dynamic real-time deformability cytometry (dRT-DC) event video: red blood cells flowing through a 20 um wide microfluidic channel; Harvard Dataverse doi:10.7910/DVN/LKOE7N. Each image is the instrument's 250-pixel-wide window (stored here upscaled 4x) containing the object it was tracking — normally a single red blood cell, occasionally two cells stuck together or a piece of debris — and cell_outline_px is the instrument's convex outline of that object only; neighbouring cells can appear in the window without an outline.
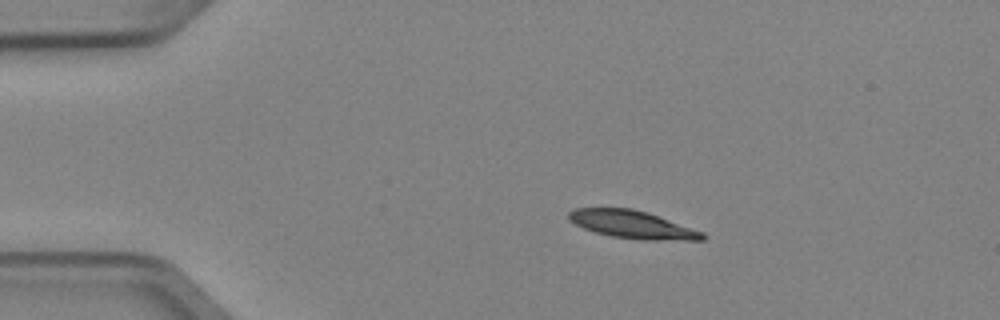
{"species": "Egyptian fruit bat (a non-hibernating species)", "species_latin": "Rousettus aegyptiacus", "temperature_condition": "cold", "stored_images_in_passage": 5, "camera_frame_rate_fps": 3000, "um_per_image_px": 0.085, "animal": {"sex": "female"}, "frame": {"image": 1, "passage_image": 2, "time_ms": 0.333, "image_size_px": [1000, 320], "cell_outline_px": [[708, 236], [704, 240], [644, 240], [612, 236], [596, 232], [584, 228], [568, 220], [568, 212], [576, 208], [632, 208], [648, 212], [704, 232]], "centroid_in_image_um": [53.79, 19.08], "position_along_channel_um": 31.2, "area_um2": 21.68}}
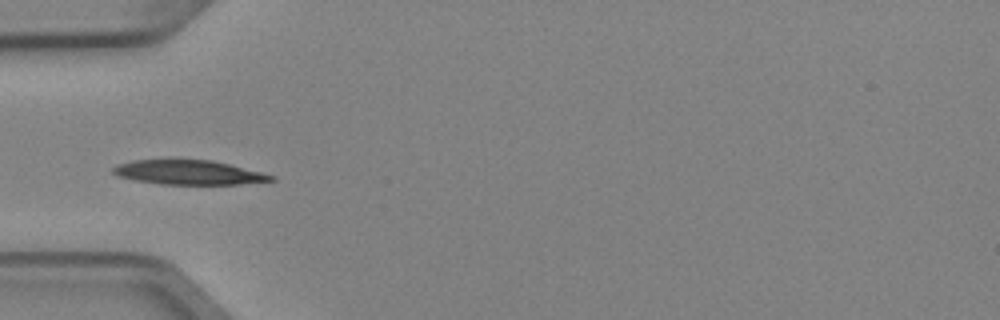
{"frame": {"image": 2, "passage_image": 4, "time_ms": 1.0, "image_size_px": [1000, 320], "cell_outline_px": [[276, 180], [240, 184], [160, 184], [136, 180], [116, 176], [112, 172], [112, 168], [116, 164], [132, 160], [212, 160], [276, 176]], "centroid_in_image_um": [16.0, 14.66], "position_along_channel_um": 69.0, "area_um2": 22.31}}
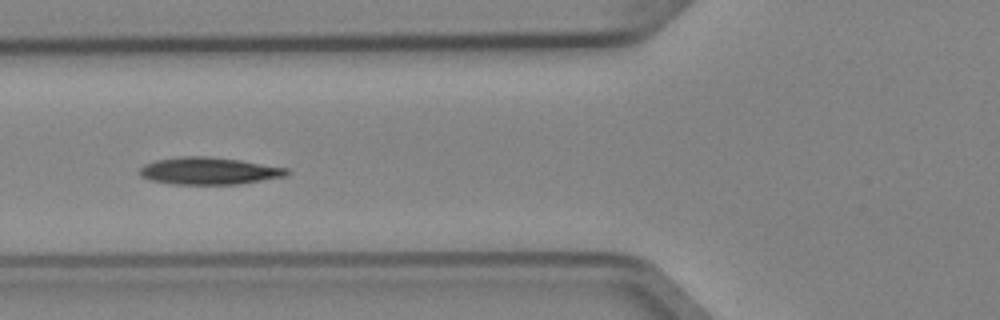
{"frame": {"image": 3, "passage_image": 5, "time_ms": 1.333, "image_size_px": [1000, 320], "cell_outline_px": [[288, 176], [240, 184], [172, 184], [148, 180], [140, 176], [140, 168], [144, 164], [156, 160], [180, 156], [204, 156], [240, 160], [288, 168]], "centroid_in_image_um": [17.75, 14.53], "position_along_channel_um": 108.1, "area_um2": 23.41}}